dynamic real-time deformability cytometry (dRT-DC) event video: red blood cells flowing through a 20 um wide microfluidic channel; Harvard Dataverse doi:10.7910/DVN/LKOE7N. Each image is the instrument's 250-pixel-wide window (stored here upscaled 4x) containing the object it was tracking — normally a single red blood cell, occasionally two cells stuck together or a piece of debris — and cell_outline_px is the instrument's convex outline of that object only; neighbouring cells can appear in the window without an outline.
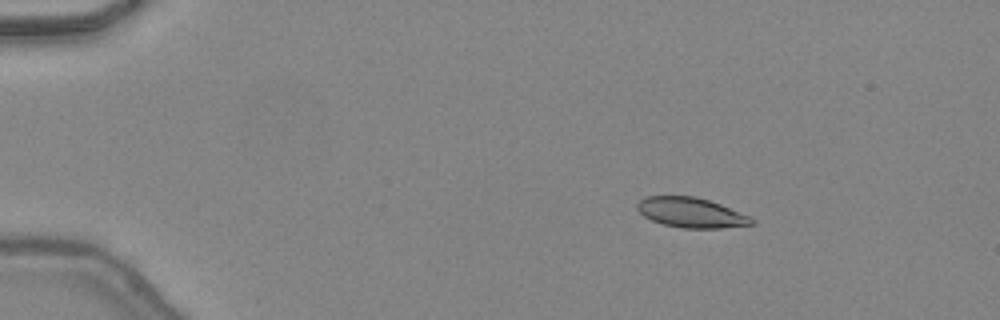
{"species": "common noctule bat (a hibernating species)", "species_latin": "Nyctalus noctula", "temperature_condition": "warm", "stored_images_in_passage": 47, "camera_frame_rate_fps": 3000, "um_per_image_px": 0.085, "animal": {"sex": "female", "body_mass_g": 24.6, "forearm_length_mm": 56.2}, "frame": {"image": 1, "passage_image": 8, "time_ms": 2.333, "image_size_px": [1000, 320], "cell_outline_px": [[756, 224], [720, 228], [684, 228], [664, 224], [652, 220], [644, 216], [636, 208], [636, 204], [644, 196], [696, 196], [720, 204], [752, 216], [756, 220]], "centroid_in_image_um": [58.78, 18.07], "position_along_channel_um": 26.2, "area_um2": 20.11}}
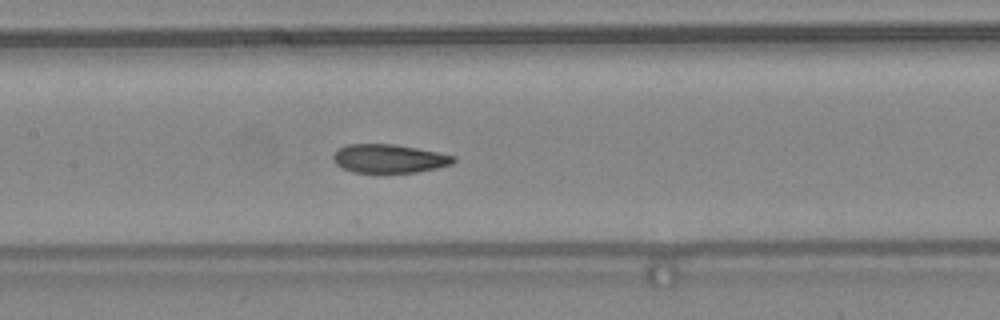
{"frame": {"image": 2, "passage_image": 24, "time_ms": 7.667, "image_size_px": [1000, 320], "cell_outline_px": [[456, 160], [452, 164], [436, 168], [416, 172], [352, 172], [336, 164], [332, 160], [332, 156], [336, 148], [348, 144], [392, 144], [416, 148], [456, 156]], "centroid_in_image_um": [33.03, 13.47], "position_along_channel_um": 174.4, "area_um2": 20.0}}
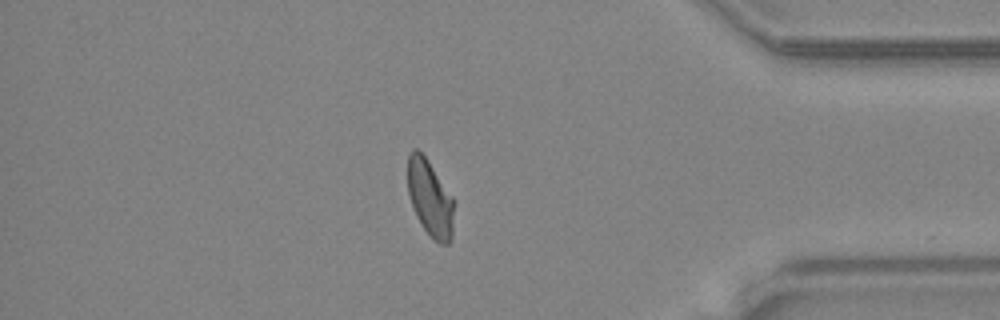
{"frame": {"image": 3, "passage_image": 41, "time_ms": 13.333, "image_size_px": [1000, 320], "cell_outline_px": [[452, 240], [448, 244], [440, 244], [424, 228], [416, 216], [408, 192], [408, 156], [412, 148], [416, 148], [428, 160], [452, 196]], "centroid_in_image_um": [36.53, 16.82], "position_along_channel_um": 398.7, "area_um2": 20.11}, "authors_computed_cell_mechanics": {"area_um2": 21.0392, "velocity_mm_per_s": 4.45, "shape_relaxation_time_tau1_ms": 5.8455, "shape_relaxation_time_tau2_ms": 2.0779, "deformation_change_tau1": 0.1848, "deformation_change_tau2": 0.0702}}